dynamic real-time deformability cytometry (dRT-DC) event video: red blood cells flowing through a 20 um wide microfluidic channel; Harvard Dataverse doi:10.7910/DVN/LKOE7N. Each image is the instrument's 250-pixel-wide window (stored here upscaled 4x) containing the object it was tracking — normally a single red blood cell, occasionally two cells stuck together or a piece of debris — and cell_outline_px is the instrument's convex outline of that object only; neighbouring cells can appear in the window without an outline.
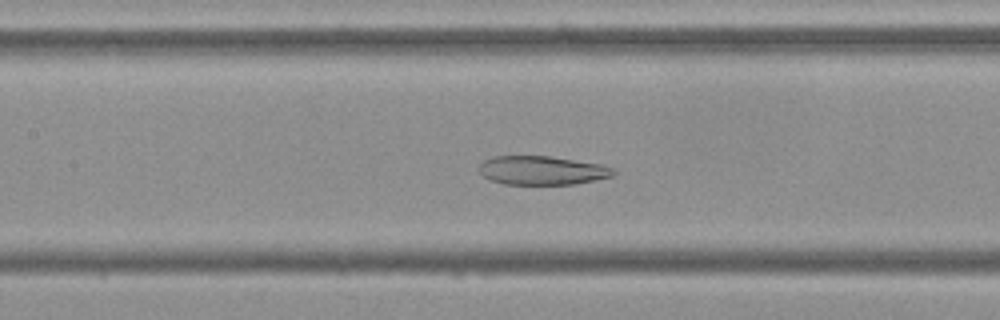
{"species": "Egyptian fruit bat (a non-hibernating species)", "species_latin": "Rousettus aegyptiacus", "temperature_condition": "cold", "stored_images_in_passage": 54, "camera_frame_rate_fps": 3000, "um_per_image_px": 0.085, "frame": {"image": 1, "passage_image": 25, "time_ms": 8.0, "image_size_px": [1000, 320], "cell_outline_px": [[616, 172], [612, 176], [596, 180], [576, 184], [504, 184], [492, 180], [484, 176], [480, 172], [480, 164], [484, 160], [492, 156], [548, 156], [600, 164], [612, 168]], "centroid_in_image_um": [46.08, 14.48], "position_along_channel_um": 161.3, "area_um2": 22.37}}
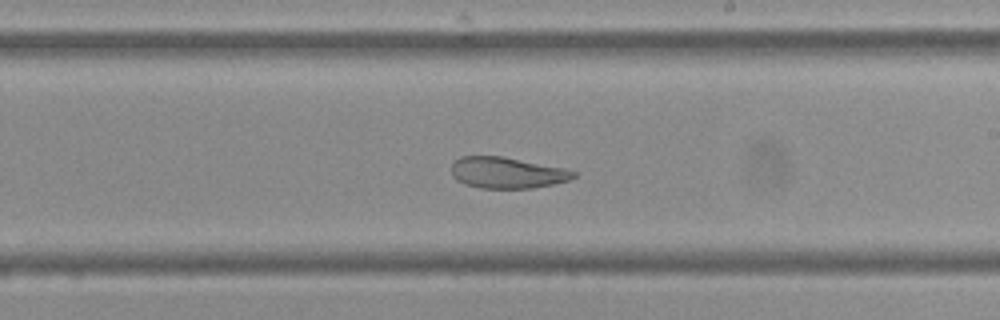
{"frame": {"image": 2, "passage_image": 32, "time_ms": 10.333, "image_size_px": [1000, 320], "cell_outline_px": [[576, 176], [568, 180], [552, 184], [532, 188], [480, 188], [464, 184], [456, 180], [452, 176], [452, 160], [460, 156], [504, 156], [564, 168], [576, 172]], "centroid_in_image_um": [43.05, 14.67], "position_along_channel_um": 246.0, "area_um2": 22.31}}
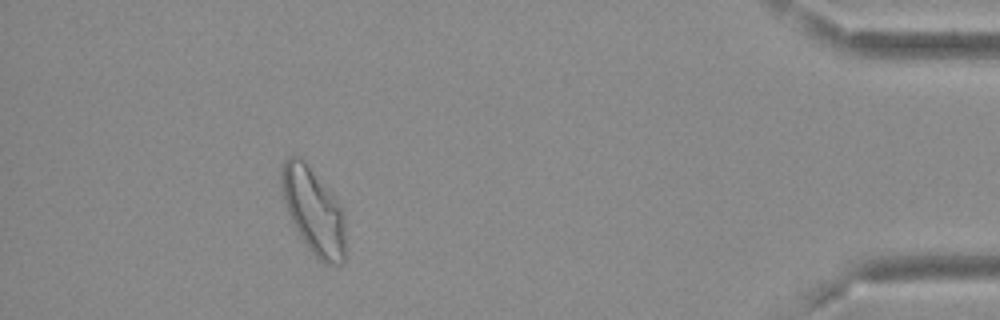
{"frame": {"image": 3, "passage_image": 50, "time_ms": 16.333, "image_size_px": [1000, 320], "cell_outline_px": [[344, 264], [324, 264], [308, 248], [300, 236], [288, 212], [284, 200], [280, 184], [280, 172], [284, 160], [288, 156], [300, 156], [304, 160], [324, 184], [340, 204], [344, 212]], "centroid_in_image_um": [26.64, 17.91], "position_along_channel_um": 408.6, "area_um2": 31.91}, "authors_computed_cell_mechanics": {"area_um2": 29.8826, "velocity_mm_per_s": 3.6353, "shape_relaxation_time_tau1_ms": null, "shape_relaxation_time_tau2_ms": 3.1421, "deformation_change_tau1": null, "deformation_change_tau2": 0.0835}}